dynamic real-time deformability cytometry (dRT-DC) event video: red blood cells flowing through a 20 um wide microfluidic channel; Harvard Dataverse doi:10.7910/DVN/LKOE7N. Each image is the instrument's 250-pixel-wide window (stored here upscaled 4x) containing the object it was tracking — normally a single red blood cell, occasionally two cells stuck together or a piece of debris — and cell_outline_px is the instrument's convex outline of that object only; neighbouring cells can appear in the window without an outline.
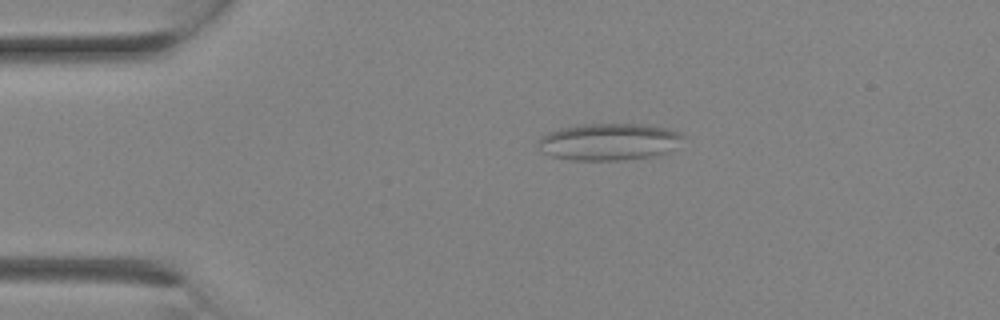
{"species": "Egyptian fruit bat (a non-hibernating species)", "species_latin": "Rousettus aegyptiacus", "temperature_condition": "room temperature", "stored_images_in_passage": 5, "camera_frame_rate_fps": 3000, "um_per_image_px": 0.085, "animal": {"sex": "female"}, "frame": {"image": 1, "passage_image": 1, "time_ms": 0.0, "image_size_px": [1000, 320], "cell_outline_px": [[684, 136], [676, 148], [668, 152], [652, 156], [620, 160], [572, 160], [552, 156], [540, 152], [536, 144], [540, 136], [548, 132], [560, 128], [580, 124], [644, 124], [668, 128], [680, 132]], "centroid_in_image_um": [51.73, 12.04], "position_along_channel_um": 33.3, "area_um2": 31.56}}